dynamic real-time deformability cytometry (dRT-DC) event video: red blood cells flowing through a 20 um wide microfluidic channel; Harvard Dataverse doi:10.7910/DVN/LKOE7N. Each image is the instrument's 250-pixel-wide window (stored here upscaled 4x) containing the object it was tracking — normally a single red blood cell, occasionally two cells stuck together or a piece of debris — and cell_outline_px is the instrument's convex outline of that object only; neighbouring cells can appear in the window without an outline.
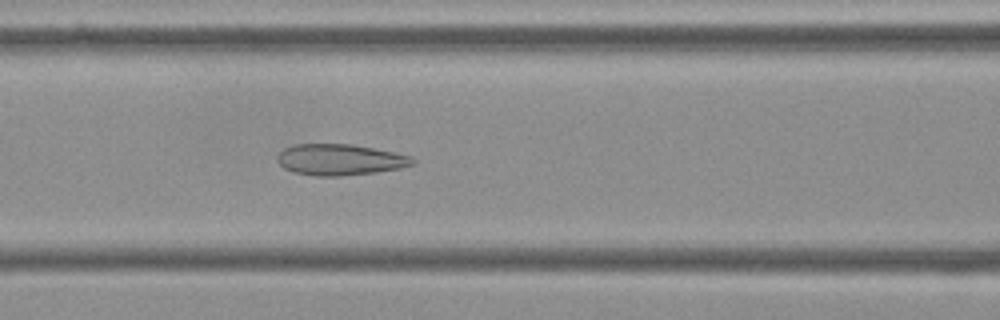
{"species": "Egyptian fruit bat (a non-hibernating species)", "species_latin": "Rousettus aegyptiacus", "temperature_condition": "cold", "stored_images_in_passage": 55, "camera_frame_rate_fps": 3000, "um_per_image_px": 0.085, "frame": {"image": 1, "passage_image": 23, "time_ms": 7.333, "image_size_px": [1000, 320], "cell_outline_px": [[416, 164], [400, 168], [376, 172], [340, 176], [316, 176], [292, 172], [284, 168], [276, 160], [276, 156], [284, 148], [296, 144], [352, 144], [412, 156], [416, 160]], "centroid_in_image_um": [28.89, 13.57], "position_along_channel_um": 137.7, "area_um2": 24.62}}
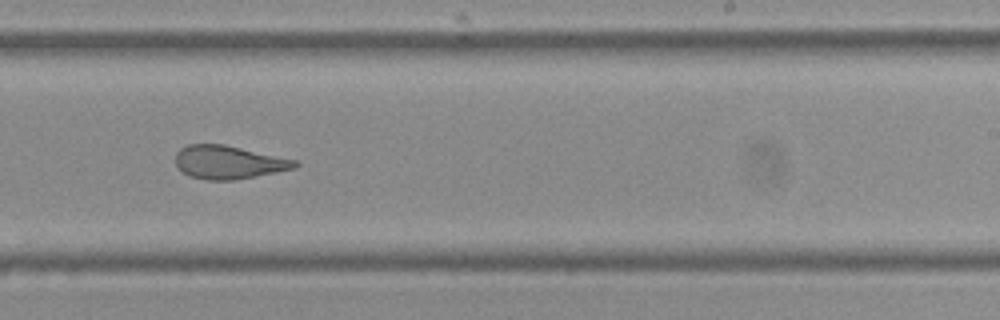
{"frame": {"image": 2, "passage_image": 34, "time_ms": 11.0, "image_size_px": [1000, 320], "cell_outline_px": [[300, 164], [296, 168], [256, 176], [232, 180], [208, 180], [192, 176], [184, 172], [176, 164], [176, 152], [180, 148], [188, 144], [224, 144], [296, 160]], "centroid_in_image_um": [19.45, 13.78], "position_along_channel_um": 269.6, "area_um2": 22.95}}
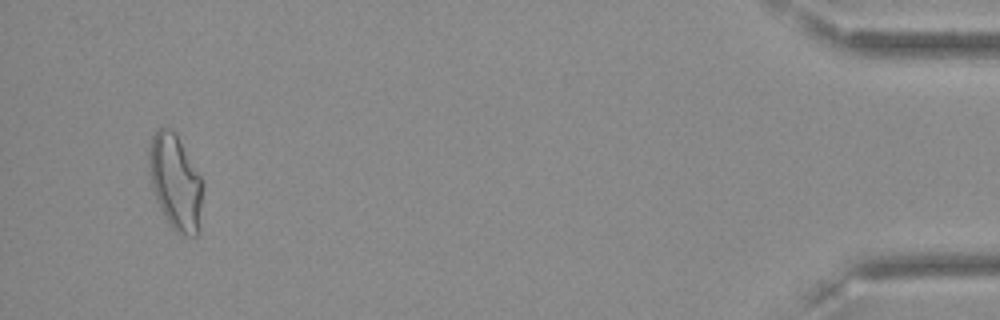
{"frame": {"image": 3, "passage_image": 53, "time_ms": 17.333, "image_size_px": [1000, 320], "cell_outline_px": [[204, 188], [200, 228], [196, 236], [184, 236], [176, 232], [168, 224], [156, 200], [152, 188], [148, 168], [148, 144], [152, 136], [160, 128], [172, 128], [176, 132], [200, 176], [204, 184]], "centroid_in_image_um": [14.92, 15.5], "position_along_channel_um": 420.3, "area_um2": 30.58}, "authors_computed_cell_mechanics": {"area_um2": 25.9522, "velocity_mm_per_s": 3.5997, "shape_relaxation_time_tau1_ms": null, "shape_relaxation_time_tau2_ms": 1.9104, "deformation_change_tau1": null, "deformation_change_tau2": 0.1061}}